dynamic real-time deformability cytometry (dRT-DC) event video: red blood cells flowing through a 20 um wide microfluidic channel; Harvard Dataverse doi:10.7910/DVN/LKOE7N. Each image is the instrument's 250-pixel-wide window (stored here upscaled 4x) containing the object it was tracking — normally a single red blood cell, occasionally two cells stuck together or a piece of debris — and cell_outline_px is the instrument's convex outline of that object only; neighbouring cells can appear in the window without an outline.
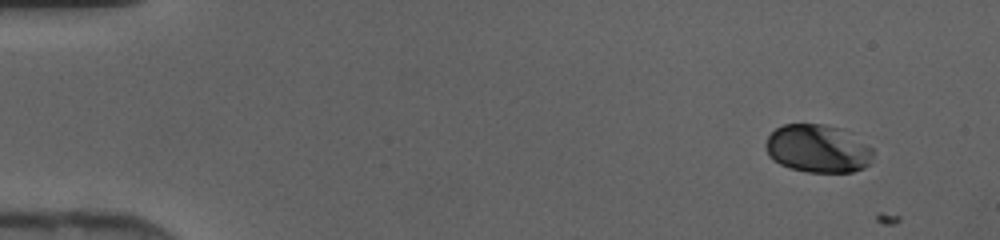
{"species": "human", "species_latin": "Homo sapiens", "temperature_condition": "cold", "stored_images_in_passage": 43, "camera_frame_rate_fps": 3000, "um_per_image_px": 0.085, "donor": {"sex": "female"}, "frame": {"image": 1, "passage_image": 1, "time_ms": 0.0, "image_size_px": [1000, 240], "cell_outline_px": [[872, 156], [868, 164], [864, 168], [852, 172], [808, 172], [792, 168], [780, 164], [772, 160], [768, 156], [768, 136], [776, 128], [784, 124], [824, 124], [844, 128], [872, 148]], "centroid_in_image_um": [69.54, 12.62], "position_along_channel_um": 15.5, "area_um2": 29.94}}
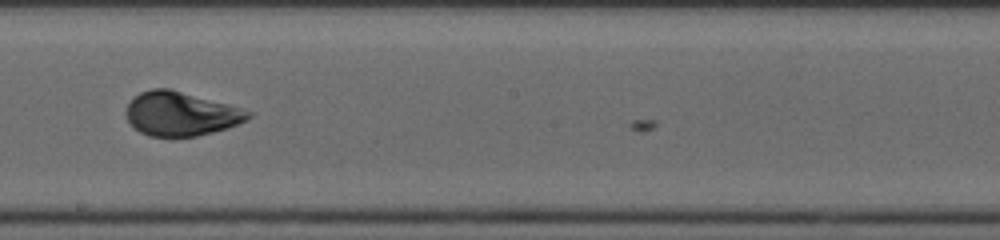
{"frame": {"image": 2, "passage_image": 24, "time_ms": 7.667, "image_size_px": [1000, 240], "cell_outline_px": [[252, 116], [248, 120], [228, 128], [196, 136], [148, 136], [140, 132], [128, 120], [128, 104], [140, 92], [152, 88], [168, 88], [240, 108], [252, 112]], "centroid_in_image_um": [15.4, 9.68], "position_along_channel_um": 232.8, "area_um2": 30.69}}
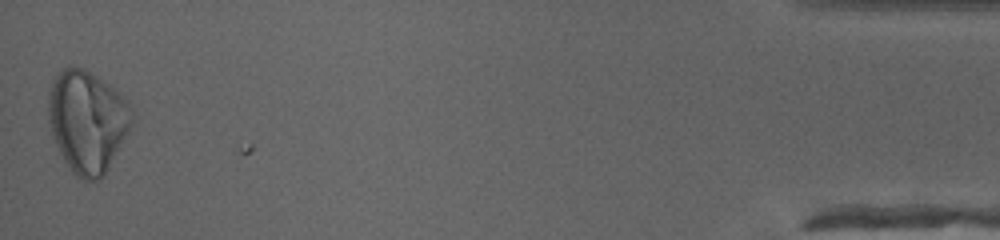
{"frame": {"image": 3, "passage_image": 43, "time_ms": 14.0, "image_size_px": [1000, 240], "cell_outline_px": [[132, 124], [128, 132], [104, 176], [100, 180], [84, 180], [76, 176], [72, 172], [64, 160], [56, 144], [48, 120], [48, 92], [52, 80], [68, 64], [80, 68], [96, 76], [108, 84], [128, 100], [132, 108]], "centroid_in_image_um": [7.41, 10.31], "position_along_channel_um": 427.8, "area_um2": 49.59}}